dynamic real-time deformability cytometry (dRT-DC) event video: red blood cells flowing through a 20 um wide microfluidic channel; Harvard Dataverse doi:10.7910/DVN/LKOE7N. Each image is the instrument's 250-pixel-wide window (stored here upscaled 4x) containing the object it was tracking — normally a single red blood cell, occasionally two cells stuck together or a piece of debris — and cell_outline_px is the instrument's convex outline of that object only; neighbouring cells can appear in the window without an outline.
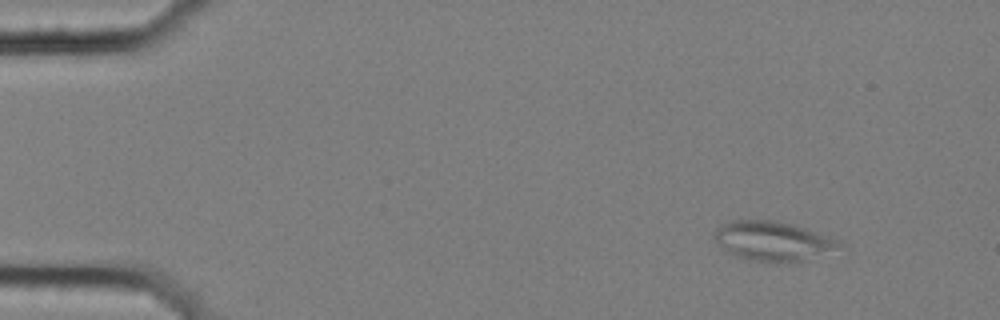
{"species": "common noctule bat (a hibernating species)", "species_latin": "Nyctalus noctula", "temperature_condition": "cold", "stored_images_in_passage": 8, "camera_frame_rate_fps": 3000, "um_per_image_px": 0.085, "animal": {"sex": "female", "body_mass_g": 25.1}, "frame": {"image": 1, "passage_image": 2, "time_ms": 0.333, "image_size_px": [1000, 320], "cell_outline_px": [[840, 244], [800, 264], [744, 260], [728, 252], [712, 236], [716, 228], [728, 220], [772, 220], [792, 224], [840, 240]], "centroid_in_image_um": [65.62, 20.5], "position_along_channel_um": 19.4, "area_um2": 28.61}}
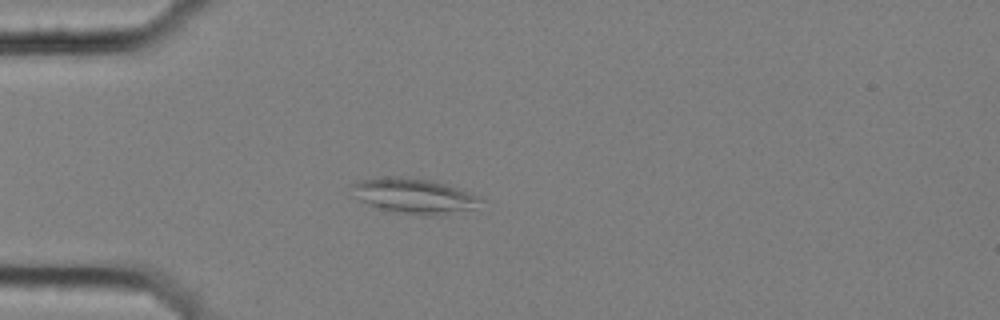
{"frame": {"image": 2, "passage_image": 5, "time_ms": 1.333, "image_size_px": [1000, 320], "cell_outline_px": [[484, 200], [472, 208], [440, 216], [424, 216], [388, 212], [368, 204], [360, 200], [356, 196], [352, 184], [356, 180], [384, 176], [400, 176], [428, 180], [448, 184], [480, 196]], "centroid_in_image_um": [35.19, 16.66], "position_along_channel_um": 49.8, "area_um2": 26.7}}